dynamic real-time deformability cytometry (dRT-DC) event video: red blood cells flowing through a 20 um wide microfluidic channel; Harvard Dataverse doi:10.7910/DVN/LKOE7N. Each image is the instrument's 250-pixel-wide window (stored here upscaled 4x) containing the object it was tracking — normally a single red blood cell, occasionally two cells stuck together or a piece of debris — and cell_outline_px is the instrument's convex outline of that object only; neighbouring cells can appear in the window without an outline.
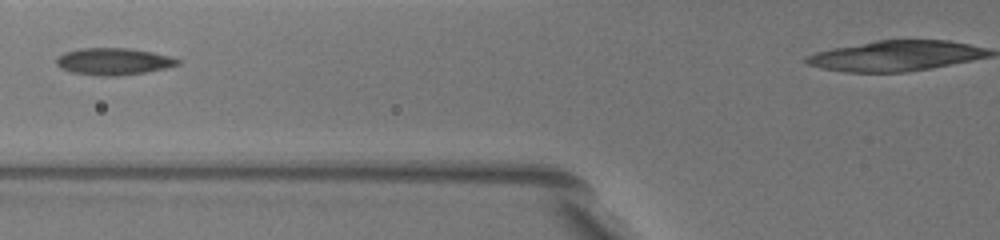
{"species": "common noctule bat (a hibernating species)", "species_latin": "Nyctalus noctula", "temperature_condition": "warm", "stored_images_in_passage": 19, "camera_frame_rate_fps": 3000, "um_per_image_px": 0.085, "animal": {"sex": "female", "body_mass_g": 19.5, "forearm_length_mm": 54.1}, "frame": {"image": 1, "passage_image": 2, "time_ms": 0.333, "image_size_px": [1000, 240], "cell_outline_px": [[180, 64], [168, 68], [144, 72], [116, 76], [100, 76], [72, 72], [56, 64], [56, 56], [64, 52], [80, 48], [128, 48], [152, 52], [168, 56], [180, 60]], "centroid_in_image_um": [9.64, 5.22], "position_along_channel_um": 116.2, "area_um2": 18.96}}
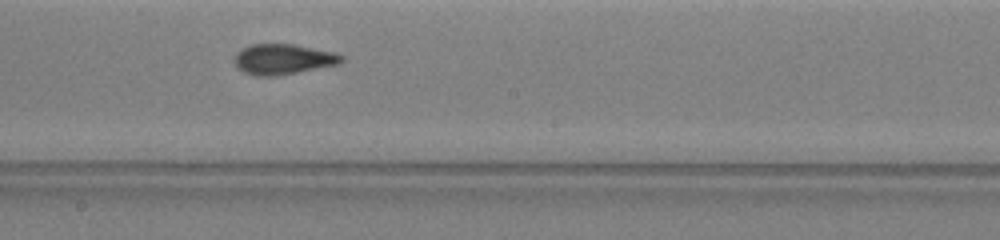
{"frame": {"image": 2, "passage_image": 9, "time_ms": 3.333, "image_size_px": [1000, 240], "cell_outline_px": [[344, 60], [340, 64], [296, 72], [272, 76], [256, 76], [244, 72], [236, 68], [236, 52], [240, 48], [252, 44], [292, 44], [336, 52], [344, 56]], "centroid_in_image_um": [24.08, 5.02], "position_along_channel_um": 224.1, "area_um2": 18.96}}
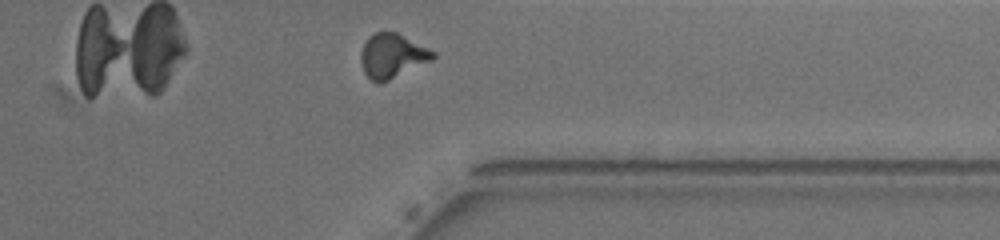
{"frame": {"image": 3, "passage_image": 18, "time_ms": 7.667, "image_size_px": [1000, 240], "cell_outline_px": [[436, 56], [432, 60], [380, 84], [372, 80], [364, 72], [360, 60], [360, 52], [368, 36], [376, 32], [396, 32], [436, 52]], "centroid_in_image_um": [33.32, 4.74], "position_along_channel_um": 378.1, "area_um2": 18.5}}